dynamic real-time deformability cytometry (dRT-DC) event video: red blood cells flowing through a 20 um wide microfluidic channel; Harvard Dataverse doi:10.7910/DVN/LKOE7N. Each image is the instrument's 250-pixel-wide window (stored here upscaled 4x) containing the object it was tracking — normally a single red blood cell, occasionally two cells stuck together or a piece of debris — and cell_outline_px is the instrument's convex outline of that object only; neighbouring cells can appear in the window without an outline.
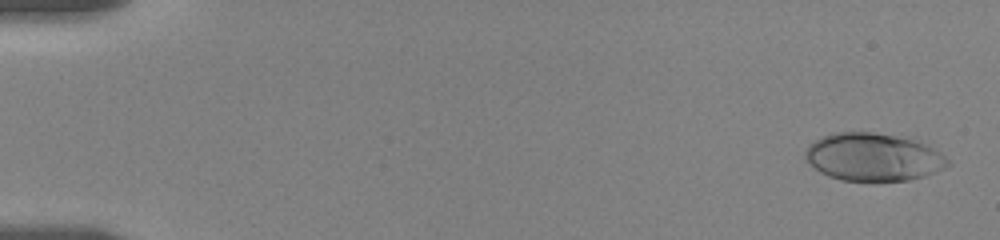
{"species": "human", "species_latin": "Homo sapiens", "temperature_condition": "room temperature", "stored_images_in_passage": 57, "camera_frame_rate_fps": 3000, "um_per_image_px": 0.085, "donor": {"sex": "female"}, "frame": {"image": 1, "passage_image": 2, "time_ms": 0.333, "image_size_px": [1000, 240], "cell_outline_px": [[952, 164], [944, 168], [924, 176], [908, 180], [872, 184], [840, 180], [828, 176], [820, 172], [804, 160], [804, 152], [808, 144], [832, 132], [872, 132], [916, 136], [940, 152]], "centroid_in_image_um": [74.26, 13.36], "position_along_channel_um": 10.7, "area_um2": 41.5}}
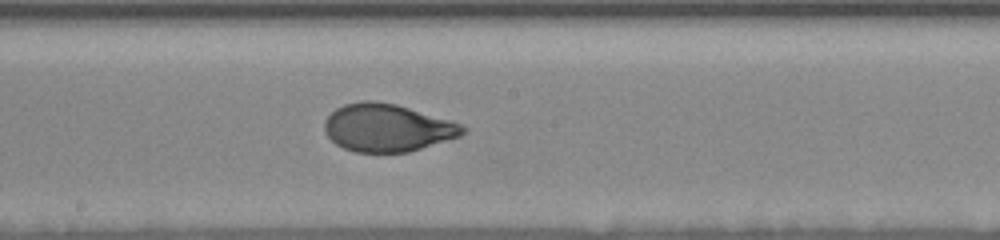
{"frame": {"image": 2, "passage_image": 32, "time_ms": 10.333, "image_size_px": [1000, 240], "cell_outline_px": [[468, 128], [460, 136], [408, 152], [356, 152], [344, 148], [336, 144], [328, 136], [324, 128], [324, 120], [336, 108], [344, 104], [360, 100], [376, 100], [396, 104], [452, 120]], "centroid_in_image_um": [32.91, 10.84], "position_along_channel_um": 215.3, "area_um2": 38.44}}
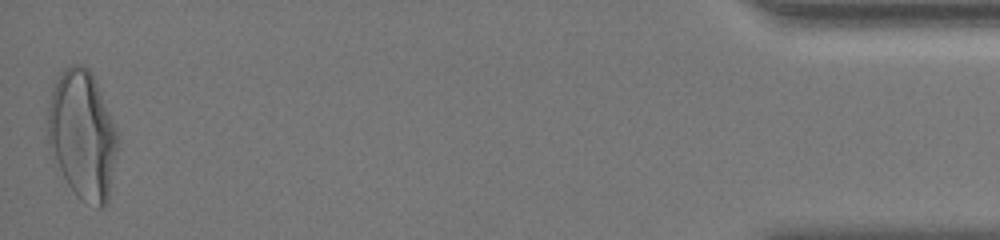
{"frame": {"image": 3, "passage_image": 57, "time_ms": 18.667, "image_size_px": [1000, 240], "cell_outline_px": [[116, 148], [108, 204], [104, 208], [96, 208], [80, 200], [76, 196], [68, 184], [52, 156], [48, 144], [48, 108], [52, 88], [60, 72], [64, 68], [72, 64], [84, 64], [92, 72], [116, 128]], "centroid_in_image_um": [6.99, 11.47], "position_along_channel_um": 428.2, "area_um2": 52.31}, "authors_computed_cell_mechanics": {"area_um2": 38.8416, "velocity_mm_per_s": 3.5159, "shape_relaxation_time_tau1_ms": 3.5862, "shape_relaxation_time_tau2_ms": null, "deformation_change_tau1": 0.1683, "deformation_change_tau2": null}}